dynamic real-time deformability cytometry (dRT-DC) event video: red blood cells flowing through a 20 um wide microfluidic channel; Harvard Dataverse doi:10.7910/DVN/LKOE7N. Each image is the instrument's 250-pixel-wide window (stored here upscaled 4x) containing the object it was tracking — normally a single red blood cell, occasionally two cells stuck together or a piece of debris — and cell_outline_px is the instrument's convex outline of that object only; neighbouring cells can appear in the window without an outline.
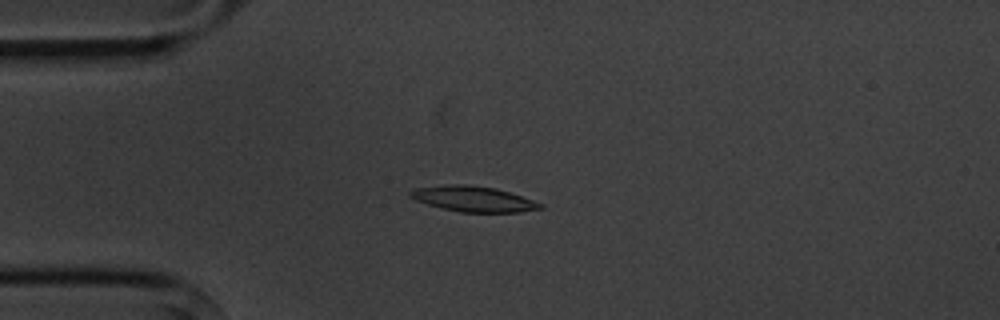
{"species": "common noctule bat (a hibernating species)", "species_latin": "Nyctalus noctula", "temperature_condition": "cold", "stored_images_in_passage": 15, "camera_frame_rate_fps": 3000, "um_per_image_px": 0.085, "animal": {"sex": "male", "body_mass_g": 20.1, "forearm_length_mm": 53.5}, "frame": {"image": 1, "passage_image": 4, "time_ms": 4.333, "image_size_px": [1000, 320], "cell_outline_px": [[544, 208], [520, 212], [460, 212], [428, 204], [416, 200], [408, 196], [408, 192], [416, 188], [444, 184], [468, 184], [496, 188], [544, 204]], "centroid_in_image_um": [40.22, 16.9], "position_along_channel_um": 44.8, "area_um2": 19.25}}
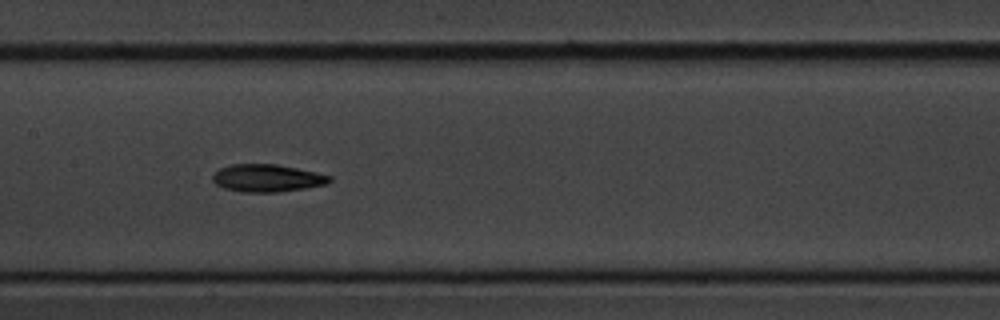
{"frame": {"image": 2, "passage_image": 8, "time_ms": 8.667, "image_size_px": [1000, 320], "cell_outline_px": [[332, 180], [328, 184], [304, 188], [276, 192], [240, 192], [224, 188], [216, 184], [212, 180], [212, 176], [220, 168], [232, 164], [276, 164], [316, 172], [332, 176]], "centroid_in_image_um": [22.71, 15.14], "position_along_channel_um": 184.7, "area_um2": 18.73}}
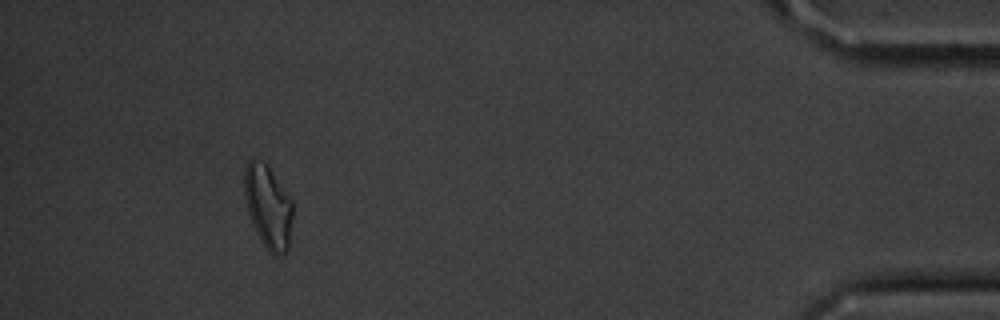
{"frame": {"image": 3, "passage_image": 14, "time_ms": 16.667, "image_size_px": [1000, 320], "cell_outline_px": [[292, 216], [288, 252], [276, 256], [268, 252], [260, 240], [256, 232], [248, 212], [244, 196], [244, 168], [248, 160], [252, 156], [256, 156], [264, 160], [292, 200]], "centroid_in_image_um": [22.77, 17.53], "position_along_channel_um": 412.4, "area_um2": 23.87}, "authors_computed_cell_mechanics": {"area_um2": 18.7272, "velocity_mm_per_s": 3.6149, "shape_relaxation_time_tau1_ms": 4.6127, "shape_relaxation_time_tau2_ms": 5.6076, "deformation_change_tau1": 0.1292, "deformation_change_tau2": 0.1171}}